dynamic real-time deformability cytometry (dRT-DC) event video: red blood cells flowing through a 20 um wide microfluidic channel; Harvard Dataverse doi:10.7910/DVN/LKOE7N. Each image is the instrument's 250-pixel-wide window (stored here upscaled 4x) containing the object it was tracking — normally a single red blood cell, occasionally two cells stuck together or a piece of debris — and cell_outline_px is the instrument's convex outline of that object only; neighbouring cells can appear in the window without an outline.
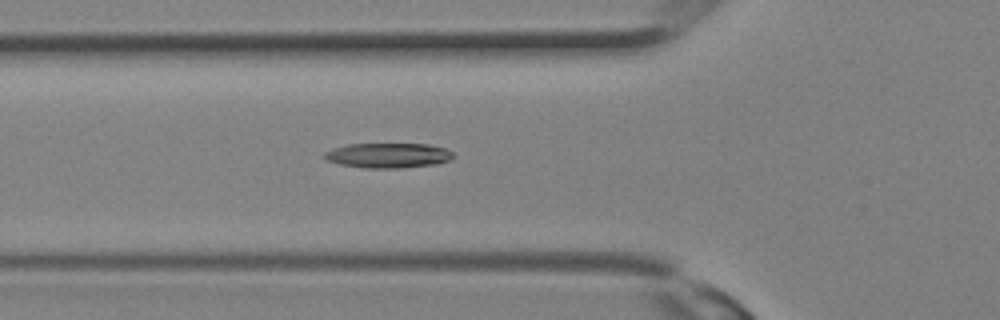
{"species": "Egyptian fruit bat (a non-hibernating species)", "species_latin": "Rousettus aegyptiacus", "temperature_condition": "room temperature", "stored_images_in_passage": 13, "camera_frame_rate_fps": 3000, "um_per_image_px": 0.085, "animal": {"sex": "female"}, "frame": {"image": 1, "passage_image": 11, "time_ms": 3.333, "image_size_px": [1000, 320], "cell_outline_px": [[452, 156], [448, 160], [436, 164], [400, 168], [364, 168], [340, 164], [328, 160], [320, 156], [324, 152], [332, 148], [348, 144], [428, 144], [444, 148], [452, 152]], "centroid_in_image_um": [32.92, 13.21], "position_along_channel_um": 92.9, "area_um2": 18.67}}
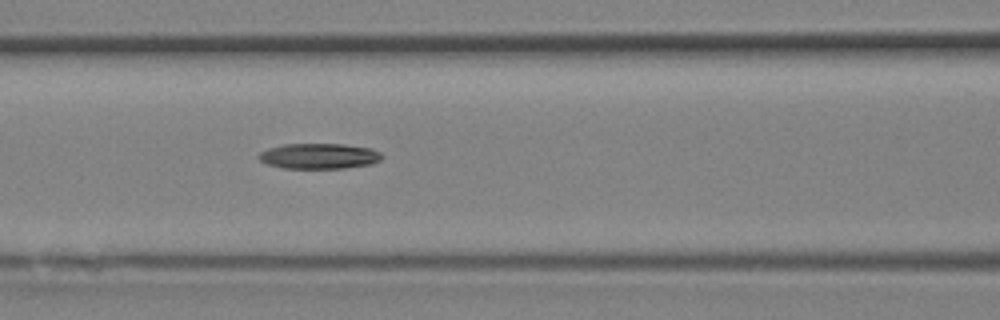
{"frame": {"image": 2, "passage_image": 13, "time_ms": 4.0, "image_size_px": [1000, 320], "cell_outline_px": [[384, 156], [380, 160], [372, 164], [344, 168], [284, 168], [268, 164], [260, 160], [256, 156], [260, 152], [268, 148], [284, 144], [344, 144], [372, 148], [380, 152]], "centroid_in_image_um": [27.14, 13.26], "position_along_channel_um": 139.5, "area_um2": 18.38}}